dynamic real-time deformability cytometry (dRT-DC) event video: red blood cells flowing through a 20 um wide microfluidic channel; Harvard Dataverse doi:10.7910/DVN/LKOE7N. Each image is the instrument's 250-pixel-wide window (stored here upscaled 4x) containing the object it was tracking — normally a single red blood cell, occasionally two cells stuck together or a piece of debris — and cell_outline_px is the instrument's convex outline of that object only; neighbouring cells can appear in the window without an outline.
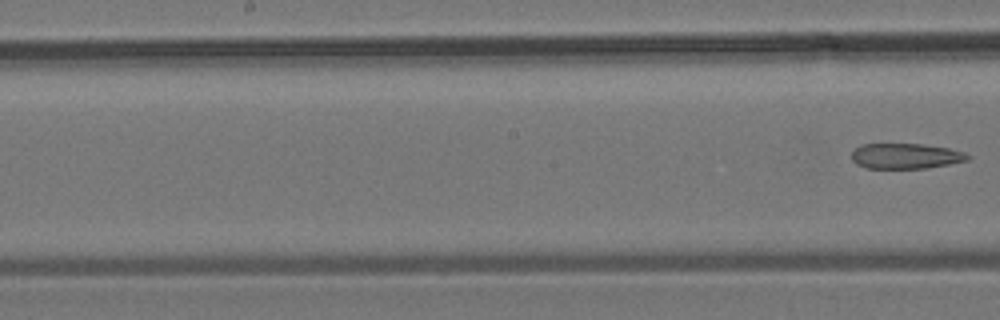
{"species": "common noctule bat (a hibernating species)", "species_latin": "Nyctalus noctula", "temperature_condition": "room temperature", "stored_images_in_passage": 5, "segment_of_instrument_passage": [2, 2], "camera_frame_rate_fps": 3000, "um_per_image_px": 0.085, "animal": {"sex": "male", "body_mass_g": 19.2, "forearm_length_mm": 51.8}, "frame": {"image": 1, "passage_image": 5, "time_ms": 5.667, "image_size_px": [1000, 320], "cell_outline_px": [[972, 156], [968, 160], [928, 168], [864, 168], [856, 164], [852, 160], [852, 152], [860, 144], [924, 144], [948, 148], [964, 152]], "centroid_in_image_um": [76.98, 13.26], "position_along_channel_um": 171.2, "area_um2": 17.22}}